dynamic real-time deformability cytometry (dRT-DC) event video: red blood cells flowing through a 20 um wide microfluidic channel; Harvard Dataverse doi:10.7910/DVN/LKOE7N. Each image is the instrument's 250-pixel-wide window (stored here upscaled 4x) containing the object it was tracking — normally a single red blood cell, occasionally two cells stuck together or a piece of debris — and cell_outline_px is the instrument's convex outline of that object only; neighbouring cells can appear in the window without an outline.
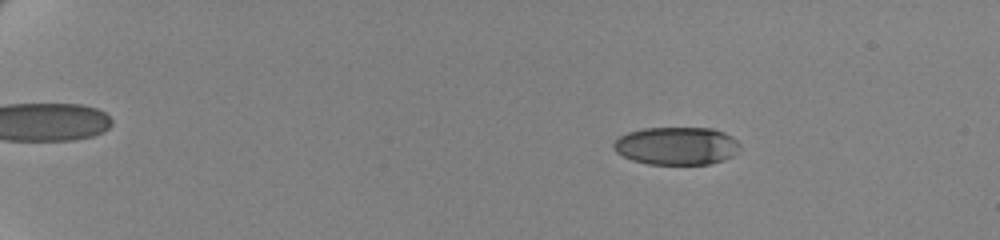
{"species": "human", "species_latin": "Homo sapiens", "temperature_condition": "cold", "stored_images_in_passage": 62, "camera_frame_rate_fps": 3000, "um_per_image_px": 0.085, "donor": {"sex": "female"}, "frame": {"image": 1, "passage_image": 12, "time_ms": 3.667, "image_size_px": [1000, 240], "cell_outline_px": [[740, 148], [732, 156], [724, 160], [708, 164], [648, 164], [632, 160], [616, 152], [612, 148], [612, 144], [620, 136], [628, 132], [644, 128], [712, 128], [724, 132], [732, 136], [740, 144]], "centroid_in_image_um": [57.51, 12.4], "position_along_channel_um": 27.5, "area_um2": 27.98}}
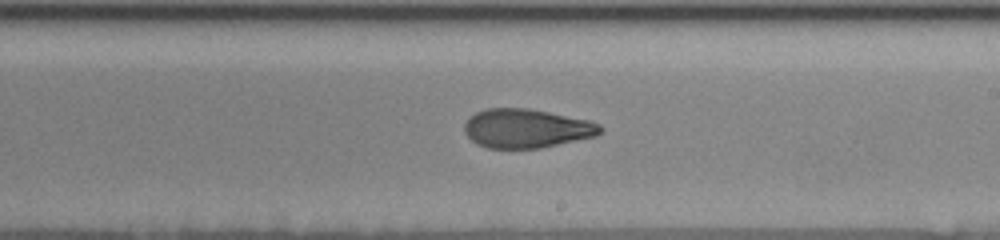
{"frame": {"image": 2, "passage_image": 41, "time_ms": 13.333, "image_size_px": [1000, 240], "cell_outline_px": [[604, 128], [596, 136], [540, 148], [488, 148], [476, 144], [464, 132], [464, 124], [468, 116], [484, 108], [528, 108], [588, 120], [600, 124]], "centroid_in_image_um": [44.71, 10.91], "position_along_channel_um": 244.3, "area_um2": 30.92}}
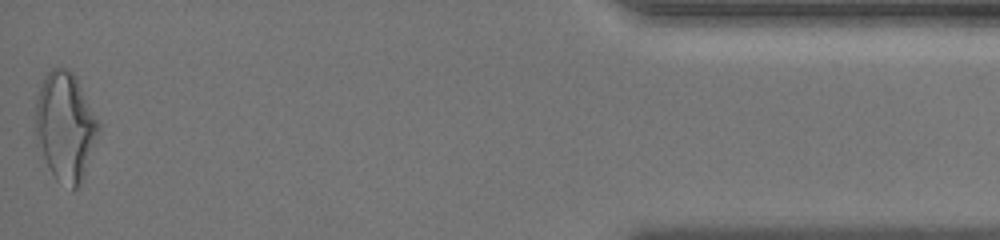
{"frame": {"image": 3, "passage_image": 62, "time_ms": 20.333, "image_size_px": [1000, 240], "cell_outline_px": [[100, 128], [84, 176], [80, 184], [72, 192], [56, 180], [48, 168], [36, 144], [32, 128], [36, 100], [44, 76], [52, 68], [68, 68], [76, 76], [100, 124]], "centroid_in_image_um": [5.5, 10.79], "position_along_channel_um": 429.7, "area_um2": 40.75}, "authors_computed_cell_mechanics": {"area_um2": 31.212, "velocity_mm_per_s": 3.5048, "shape_relaxation_time_tau1_ms": 5.9766, "shape_relaxation_time_tau2_ms": 2.155, "deformation_change_tau1": 0.1933, "deformation_change_tau2": 0.0938}}